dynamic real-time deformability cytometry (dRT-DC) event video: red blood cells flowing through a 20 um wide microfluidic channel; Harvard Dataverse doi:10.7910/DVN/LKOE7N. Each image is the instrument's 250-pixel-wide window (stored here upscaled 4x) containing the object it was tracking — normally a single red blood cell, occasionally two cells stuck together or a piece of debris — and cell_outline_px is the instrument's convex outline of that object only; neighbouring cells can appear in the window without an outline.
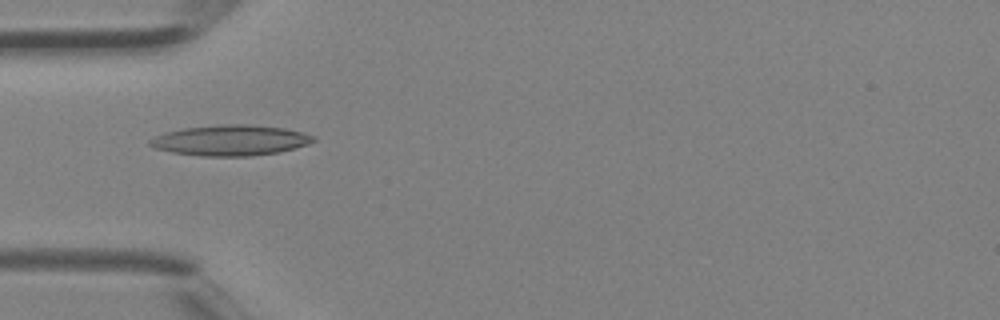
{"species": "Egyptian fruit bat (a non-hibernating species)", "species_latin": "Rousettus aegyptiacus", "temperature_condition": "room temperature", "stored_images_in_passage": 29, "camera_frame_rate_fps": 3000, "um_per_image_px": 0.085, "animal": {"sex": "female"}, "frame": {"image": 1, "passage_image": 1, "time_ms": 0.0, "image_size_px": [1000, 320], "cell_outline_px": [[316, 140], [308, 144], [280, 152], [248, 156], [200, 156], [172, 152], [156, 148], [148, 144], [148, 140], [164, 132], [184, 128], [220, 124], [244, 124], [284, 128], [304, 132], [316, 136]], "centroid_in_image_um": [19.6, 11.92], "position_along_channel_um": 65.4, "area_um2": 29.19}}
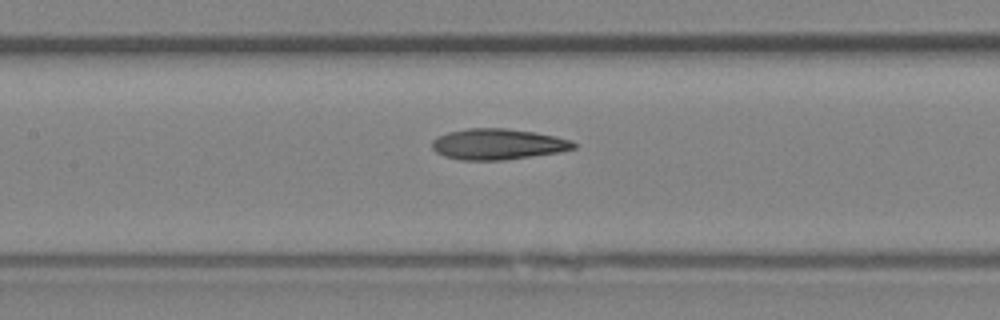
{"frame": {"image": 2, "passage_image": 7, "time_ms": 2.0, "image_size_px": [1000, 320], "cell_outline_px": [[576, 148], [560, 152], [504, 160], [460, 160], [444, 156], [436, 152], [432, 148], [432, 140], [448, 132], [468, 128], [508, 128], [556, 136], [572, 140], [576, 144]], "centroid_in_image_um": [42.33, 12.26], "position_along_channel_um": 165.1, "area_um2": 25.49}}
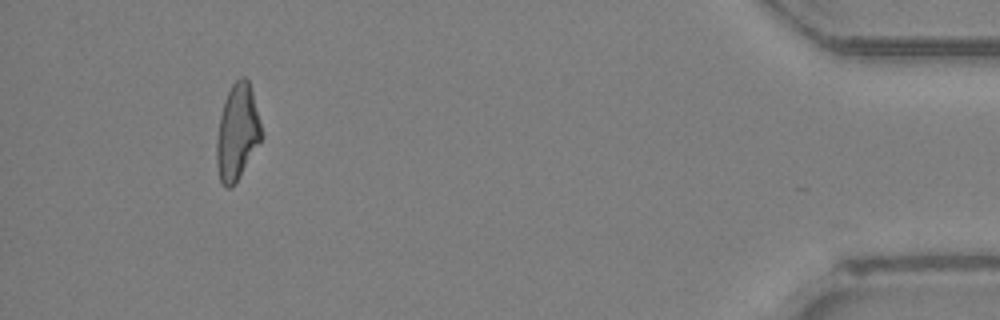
{"frame": {"image": 3, "passage_image": 26, "time_ms": 8.333, "image_size_px": [1000, 320], "cell_outline_px": [[264, 136], [236, 180], [228, 188], [220, 180], [216, 164], [216, 140], [220, 116], [224, 100], [232, 84], [240, 76], [244, 76], [248, 80], [252, 92]], "centroid_in_image_um": [20.16, 11.19], "position_along_channel_um": 415.0, "area_um2": 24.62}}